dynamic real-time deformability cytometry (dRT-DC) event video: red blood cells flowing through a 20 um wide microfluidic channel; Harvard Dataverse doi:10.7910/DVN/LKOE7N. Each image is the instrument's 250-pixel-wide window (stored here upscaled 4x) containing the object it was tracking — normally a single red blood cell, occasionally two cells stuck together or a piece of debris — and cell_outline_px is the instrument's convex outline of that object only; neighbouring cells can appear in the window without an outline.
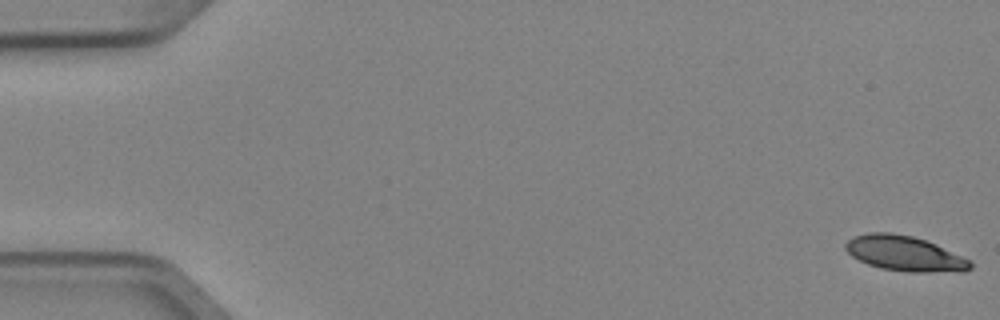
{"species": "Egyptian fruit bat (a non-hibernating species)", "species_latin": "Rousettus aegyptiacus", "temperature_condition": "cold", "stored_images_in_passage": 5, "camera_frame_rate_fps": 3000, "um_per_image_px": 0.085, "animal": {"sex": "female"}, "frame": {"image": 1, "passage_image": 1, "time_ms": 0.0, "image_size_px": [1000, 320], "cell_outline_px": [[972, 268], [964, 272], [908, 272], [880, 268], [868, 264], [852, 256], [844, 248], [844, 244], [852, 236], [868, 232], [888, 232], [912, 236], [936, 244], [972, 260]], "centroid_in_image_um": [76.92, 21.55], "position_along_channel_um": 8.1, "area_um2": 25.78}}
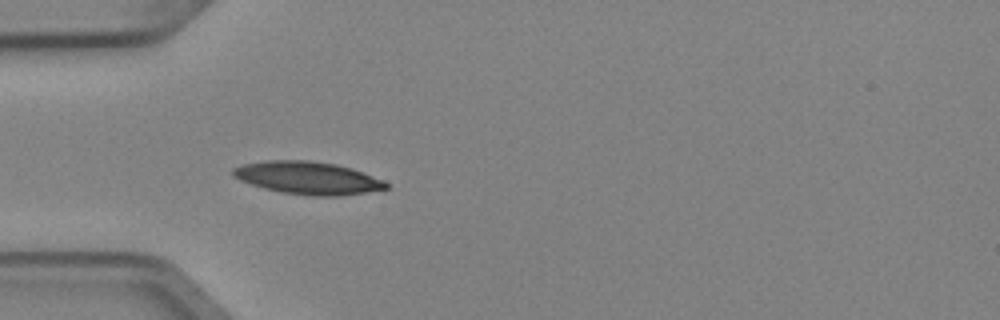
{"frame": {"image": 2, "passage_image": 5, "time_ms": 1.333, "image_size_px": [1000, 320], "cell_outline_px": [[388, 188], [340, 196], [312, 196], [280, 192], [264, 188], [240, 180], [232, 176], [232, 168], [244, 164], [268, 160], [312, 160], [336, 164], [352, 168], [384, 180], [388, 184]], "centroid_in_image_um": [26.16, 15.12], "position_along_channel_um": 58.8, "area_um2": 29.13}}